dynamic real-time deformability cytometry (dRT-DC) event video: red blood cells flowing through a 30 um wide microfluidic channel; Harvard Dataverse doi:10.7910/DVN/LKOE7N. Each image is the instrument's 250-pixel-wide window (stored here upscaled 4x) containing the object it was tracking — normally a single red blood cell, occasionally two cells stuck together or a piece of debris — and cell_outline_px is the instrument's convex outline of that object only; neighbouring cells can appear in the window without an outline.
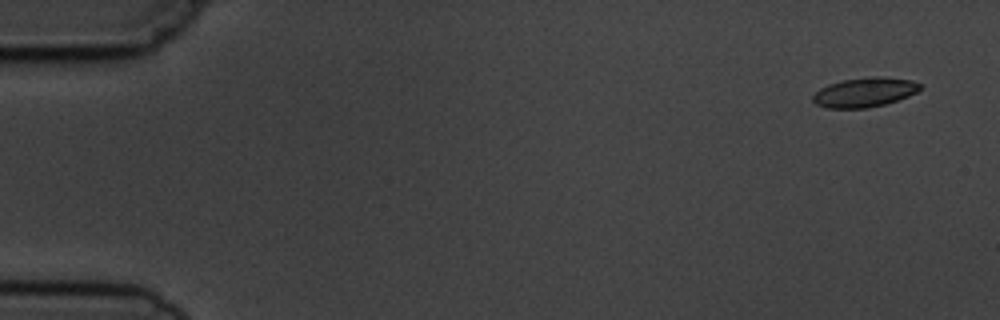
{"species": "common noctule bat (a hibernating species)", "species_latin": "Nyctalus noctula", "temperature_condition": "cold", "stored_images_in_passage": 4, "camera_frame_rate_fps": 3000, "um_per_image_px": 0.085, "animal": {"sex": "male", "body_mass_g": 19.5, "forearm_length_mm": 54.6}, "frame": {"image": 1, "passage_image": 1, "time_ms": 0.0, "image_size_px": [1000, 320], "cell_outline_px": [[920, 88], [916, 92], [908, 96], [884, 104], [868, 108], [828, 108], [816, 104], [812, 100], [812, 96], [820, 88], [828, 84], [844, 80], [876, 76], [884, 76], [912, 80], [920, 84]], "centroid_in_image_um": [73.47, 7.84], "position_along_channel_um": 11.5, "area_um2": 18.26}}
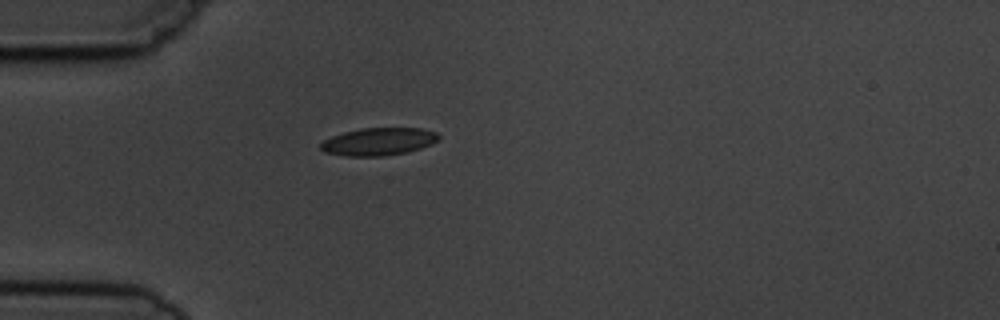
{"frame": {"image": 2, "passage_image": 4, "time_ms": 4.333, "image_size_px": [1000, 320], "cell_outline_px": [[440, 136], [432, 144], [408, 152], [384, 156], [344, 156], [324, 152], [320, 148], [320, 144], [324, 140], [332, 136], [344, 132], [360, 128], [420, 128], [436, 132]], "centroid_in_image_um": [32.16, 12.04], "position_along_channel_um": 52.8, "area_um2": 19.02}}